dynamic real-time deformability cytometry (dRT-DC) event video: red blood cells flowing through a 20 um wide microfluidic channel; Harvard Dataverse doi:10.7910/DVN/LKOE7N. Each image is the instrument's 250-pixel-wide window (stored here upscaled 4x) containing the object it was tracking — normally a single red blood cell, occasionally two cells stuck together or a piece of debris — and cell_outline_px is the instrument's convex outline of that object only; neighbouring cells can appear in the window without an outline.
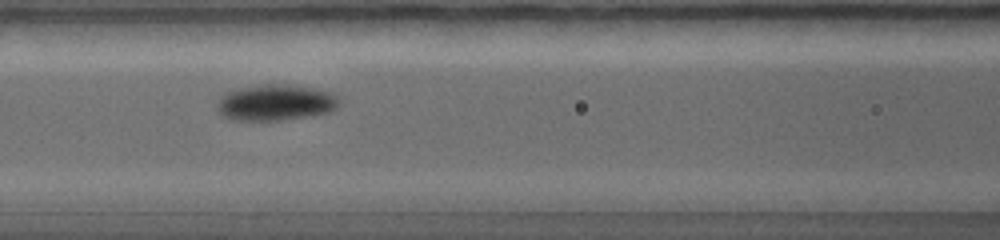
{"species": "common noctule bat (a hibernating species)", "species_latin": "Nyctalus noctula", "temperature_condition": "warm", "stored_images_in_passage": 53, "camera_frame_rate_fps": 5000, "um_per_image_px": 0.085, "animal": {"sex": "female", "body_mass_g": 19.0, "forearm_length_mm": 56.7}, "frame": {"image": 1, "passage_image": 10, "time_ms": 1.2, "image_size_px": [1000, 240], "cell_outline_px": [[336, 104], [332, 108], [324, 112], [268, 120], [256, 120], [232, 116], [224, 112], [220, 108], [220, 104], [224, 92], [232, 88], [252, 84], [292, 84], [328, 92], [336, 100]], "centroid_in_image_um": [23.36, 8.62], "position_along_channel_um": 143.2, "area_um2": 23.81}}
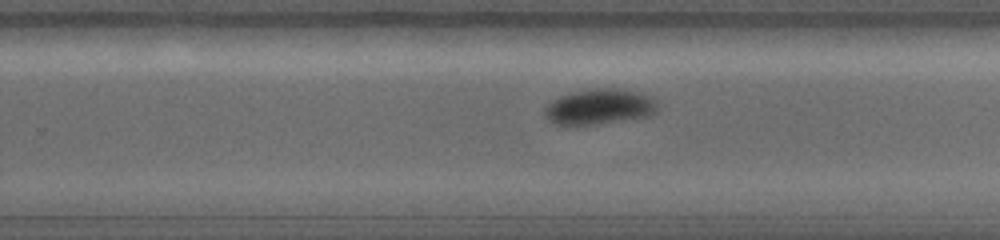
{"frame": {"image": 2, "passage_image": 27, "time_ms": 3.6, "image_size_px": [1000, 240], "cell_outline_px": [[656, 108], [652, 112], [644, 116], [584, 124], [564, 124], [552, 120], [544, 112], [548, 104], [560, 96], [572, 92], [588, 88], [620, 88], [640, 92], [652, 96]], "centroid_in_image_um": [50.95, 9.0], "position_along_channel_um": 278.8, "area_um2": 22.2}}
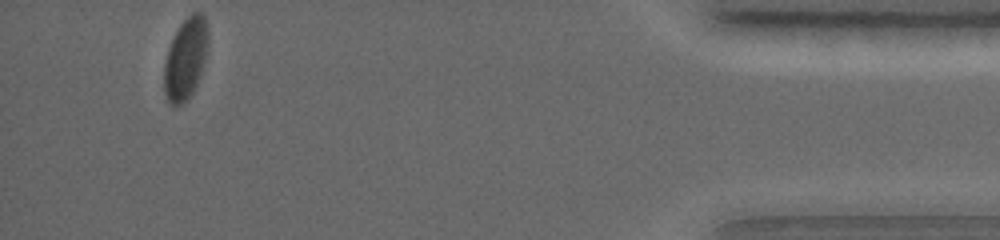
{"frame": {"image": 3, "passage_image": 53, "time_ms": 7.4, "image_size_px": [1000, 240], "cell_outline_px": [[208, 56], [196, 84], [192, 92], [180, 104], [172, 104], [168, 100], [164, 92], [164, 64], [168, 48], [180, 24], [192, 12], [200, 12], [204, 16], [208, 32]], "centroid_in_image_um": [15.8, 4.94], "position_along_channel_um": 419.4, "area_um2": 20.75}}